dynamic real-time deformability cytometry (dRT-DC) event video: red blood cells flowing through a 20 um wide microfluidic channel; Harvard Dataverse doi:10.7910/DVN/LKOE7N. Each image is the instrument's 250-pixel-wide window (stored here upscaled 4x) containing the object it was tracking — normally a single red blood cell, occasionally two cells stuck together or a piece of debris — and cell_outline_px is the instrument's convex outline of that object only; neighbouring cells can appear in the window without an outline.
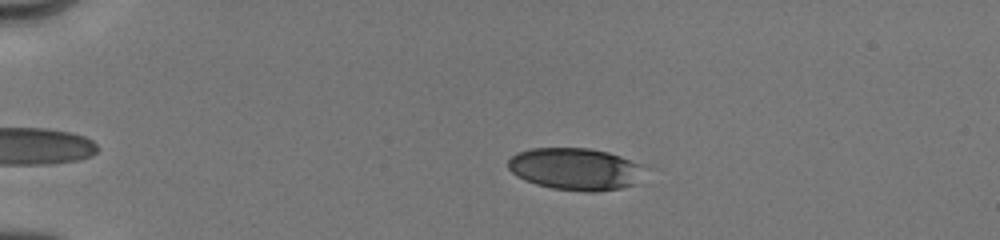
{"species": "human", "species_latin": "Homo sapiens", "temperature_condition": "cold", "stored_images_in_passage": 48, "camera_frame_rate_fps": 3000, "um_per_image_px": 0.085, "donor": {"sex": "male"}, "frame": {"image": 1, "passage_image": 7, "time_ms": 1.0, "image_size_px": [1000, 240], "cell_outline_px": [[648, 168], [636, 184], [620, 188], [596, 192], [584, 192], [552, 188], [536, 184], [516, 176], [508, 168], [508, 160], [516, 152], [532, 148], [588, 148], [608, 152], [644, 164]], "centroid_in_image_um": [48.96, 14.36], "position_along_channel_um": 36.0, "area_um2": 33.93}}
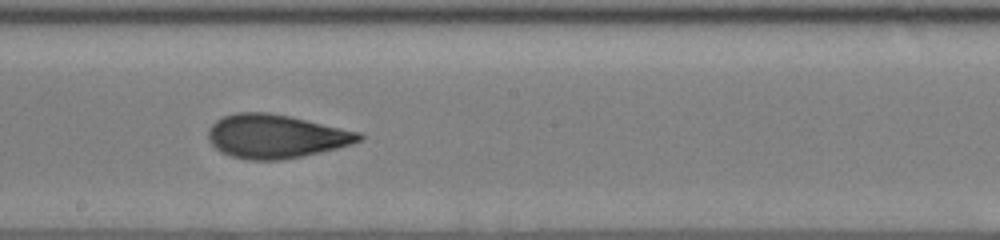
{"frame": {"image": 2, "passage_image": 31, "time_ms": 7.333, "image_size_px": [1000, 240], "cell_outline_px": [[364, 136], [360, 140], [336, 148], [320, 152], [280, 160], [248, 160], [232, 156], [220, 152], [208, 140], [208, 128], [216, 120], [224, 116], [236, 112], [268, 112], [288, 116], [360, 132]], "centroid_in_image_um": [23.38, 11.58], "position_along_channel_um": 224.8, "area_um2": 38.03}}
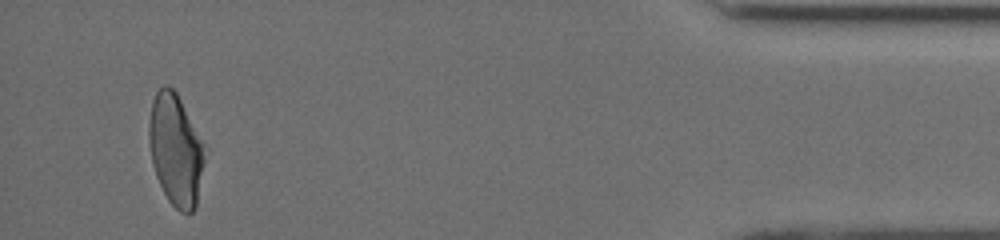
{"frame": {"image": 3, "passage_image": 46, "time_ms": 13.667, "image_size_px": [1000, 240], "cell_outline_px": [[208, 148], [196, 204], [192, 212], [180, 212], [168, 200], [156, 176], [152, 164], [148, 136], [148, 124], [152, 100], [156, 92], [164, 84], [168, 84], [176, 92]], "centroid_in_image_um": [14.95, 12.7], "position_along_channel_um": 420.2, "area_um2": 36.7}, "authors_computed_cell_mechanics": {"area_um2": 36.6741, "velocity_mm_per_s": 4.0175, "shape_relaxation_time_tau1_ms": 5.6822, "shape_relaxation_time_tau2_ms": 1.2427, "deformation_change_tau1": 0.1774, "deformation_change_tau2": 0.0834}}